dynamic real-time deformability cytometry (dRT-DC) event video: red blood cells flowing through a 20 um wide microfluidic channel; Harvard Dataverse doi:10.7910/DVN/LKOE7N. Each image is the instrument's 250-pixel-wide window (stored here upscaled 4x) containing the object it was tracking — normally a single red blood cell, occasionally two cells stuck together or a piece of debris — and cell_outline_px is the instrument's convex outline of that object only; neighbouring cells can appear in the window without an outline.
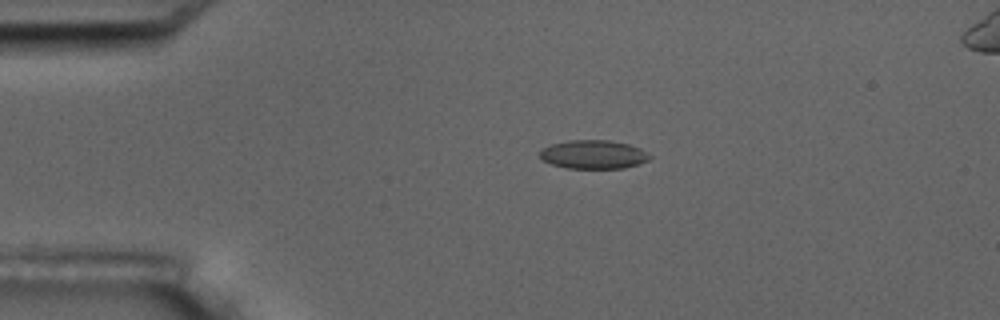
{"species": "common noctule bat (a hibernating species)", "species_latin": "Nyctalus noctula", "temperature_condition": "room temperature", "stored_images_in_passage": 6, "camera_frame_rate_fps": 3000, "um_per_image_px": 0.085, "animal": {"sex": "male", "body_mass_g": 17.5, "forearm_length_mm": 52.3}, "frame": {"image": 1, "passage_image": 4, "time_ms": 3.333, "image_size_px": [1000, 320], "cell_outline_px": [[652, 156], [648, 160], [624, 168], [568, 168], [552, 164], [540, 160], [540, 148], [552, 144], [568, 140], [608, 140], [628, 144], [640, 148]], "centroid_in_image_um": [50.4, 13.12], "position_along_channel_um": 34.6, "area_um2": 18.32}}